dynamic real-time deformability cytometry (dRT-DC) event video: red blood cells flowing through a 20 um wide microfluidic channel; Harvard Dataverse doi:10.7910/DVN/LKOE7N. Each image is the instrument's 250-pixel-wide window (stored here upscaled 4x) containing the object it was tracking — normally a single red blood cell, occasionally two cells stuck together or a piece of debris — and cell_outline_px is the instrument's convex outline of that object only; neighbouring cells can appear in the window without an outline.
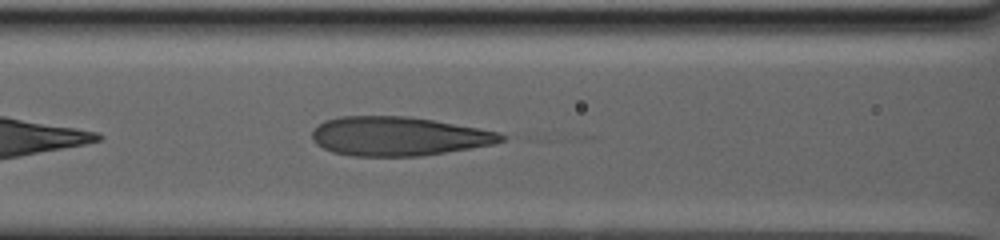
{"species": "human", "species_latin": "Homo sapiens", "temperature_condition": "warm", "stored_images_in_passage": 20, "camera_frame_rate_fps": 3000, "um_per_image_px": 0.085, "donor": {"sex": "male"}, "frame": {"image": 1, "passage_image": 11, "time_ms": 3.0, "image_size_px": [1000, 240], "cell_outline_px": [[508, 136], [504, 140], [492, 144], [424, 156], [352, 156], [332, 152], [316, 144], [312, 140], [312, 132], [324, 120], [340, 116], [408, 116], [432, 120], [476, 128], [496, 132]], "centroid_in_image_um": [33.82, 11.59], "position_along_channel_um": 132.8, "area_um2": 42.77}}
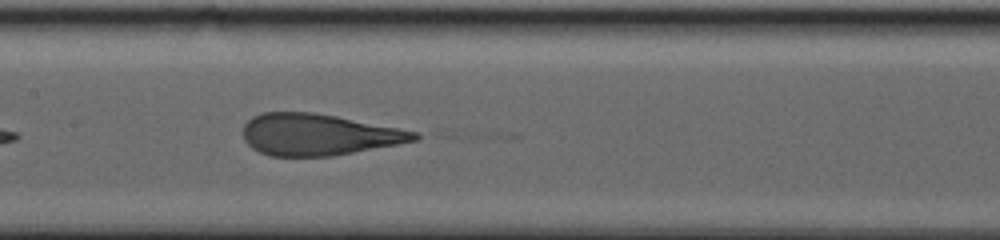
{"frame": {"image": 2, "passage_image": 19, "time_ms": 5.0, "image_size_px": [1000, 240], "cell_outline_px": [[420, 140], [332, 156], [272, 156], [260, 152], [252, 148], [244, 140], [244, 124], [252, 116], [264, 112], [312, 112], [336, 116], [416, 132], [420, 136]], "centroid_in_image_um": [27.04, 11.44], "position_along_channel_um": 180.4, "area_um2": 41.1}}